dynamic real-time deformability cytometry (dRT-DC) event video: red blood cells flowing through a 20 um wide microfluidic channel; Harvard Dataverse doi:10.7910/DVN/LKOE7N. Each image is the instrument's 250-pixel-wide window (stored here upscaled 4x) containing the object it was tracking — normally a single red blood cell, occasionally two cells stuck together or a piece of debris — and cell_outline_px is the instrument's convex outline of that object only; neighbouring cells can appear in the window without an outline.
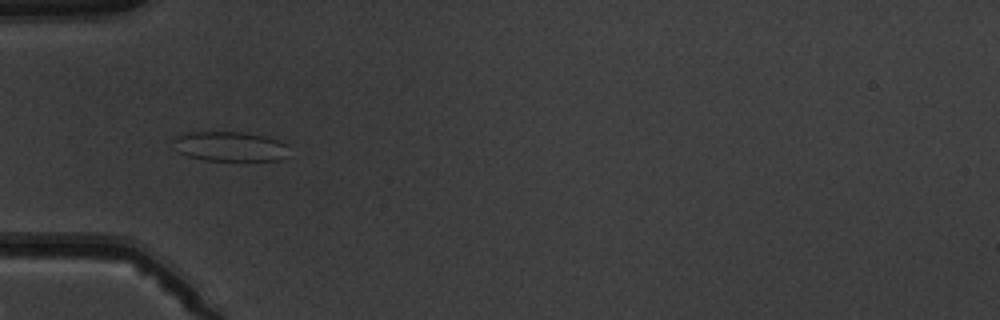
{"species": "common noctule bat (a hibernating species)", "species_latin": "Nyctalus noctula", "temperature_condition": "warm", "stored_images_in_passage": 2, "camera_frame_rate_fps": 3000, "um_per_image_px": 0.085, "animal": {"sex": "male", "body_mass_g": 19.5, "forearm_length_mm": 54.6}, "frame": {"image": 1, "passage_image": 2, "time_ms": 1.333, "image_size_px": [1000, 320], "cell_outline_px": [[288, 156], [280, 160], [204, 160], [188, 156], [176, 152], [172, 140], [180, 132], [244, 132], [264, 136], [276, 140], [284, 144]], "centroid_in_image_um": [19.45, 12.44], "position_along_channel_um": 65.6, "area_um2": 20.06}}